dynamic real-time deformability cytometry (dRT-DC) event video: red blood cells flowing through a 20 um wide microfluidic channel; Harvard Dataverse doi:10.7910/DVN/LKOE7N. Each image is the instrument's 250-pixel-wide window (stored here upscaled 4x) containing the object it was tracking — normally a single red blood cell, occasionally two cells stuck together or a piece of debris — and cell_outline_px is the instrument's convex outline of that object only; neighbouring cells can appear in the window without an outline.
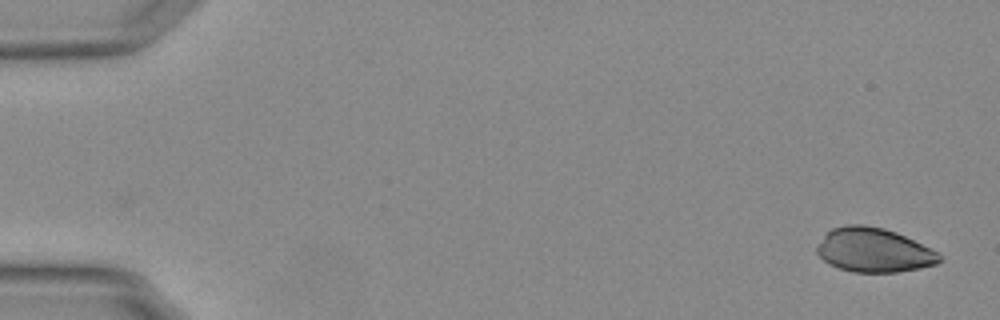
{"species": "Egyptian fruit bat (a non-hibernating species)", "species_latin": "Rousettus aegyptiacus", "temperature_condition": "warm", "stored_images_in_passage": 11, "camera_frame_rate_fps": 3000, "um_per_image_px": 0.085, "animal": {"sex": "female"}, "frame": {"image": 1, "passage_image": 1, "time_ms": 0.0, "image_size_px": [1000, 320], "cell_outline_px": [[940, 260], [936, 264], [920, 268], [896, 272], [852, 272], [840, 268], [824, 260], [816, 252], [816, 248], [824, 236], [832, 228], [848, 224], [864, 224], [884, 228], [896, 232], [936, 252], [940, 256]], "centroid_in_image_um": [74.24, 21.25], "position_along_channel_um": 10.8, "area_um2": 31.04}}